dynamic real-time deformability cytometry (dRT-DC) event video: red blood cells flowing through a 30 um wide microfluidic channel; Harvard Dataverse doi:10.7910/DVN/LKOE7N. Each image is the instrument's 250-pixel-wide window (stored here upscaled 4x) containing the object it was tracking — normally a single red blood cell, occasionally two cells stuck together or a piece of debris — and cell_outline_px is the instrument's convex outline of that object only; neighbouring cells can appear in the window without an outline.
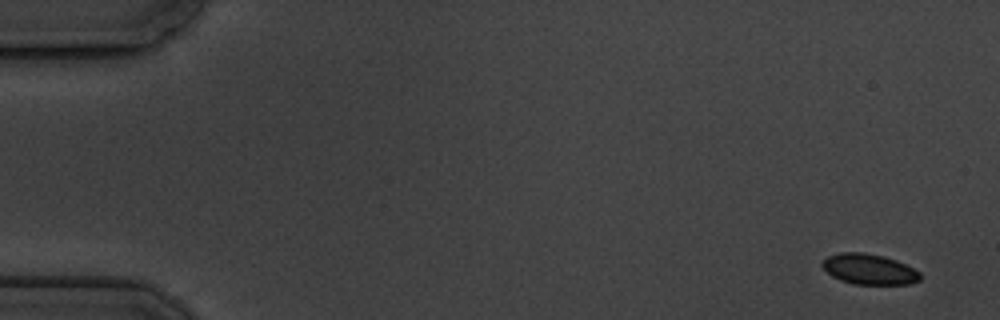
{"species": "common noctule bat (a hibernating species)", "species_latin": "Nyctalus noctula", "temperature_condition": "cold", "stored_images_in_passage": 9, "camera_frame_rate_fps": 3000, "um_per_image_px": 0.085, "animal": {"sex": "male", "body_mass_g": 19.5, "forearm_length_mm": 54.6}, "frame": {"image": 1, "passage_image": 1, "time_ms": 0.0, "image_size_px": [1000, 320], "cell_outline_px": [[920, 280], [908, 284], [852, 284], [840, 280], [832, 276], [820, 264], [828, 256], [840, 252], [864, 252], [884, 256], [896, 260], [920, 272]], "centroid_in_image_um": [73.86, 22.88], "position_along_channel_um": 11.1, "area_um2": 17.34}}
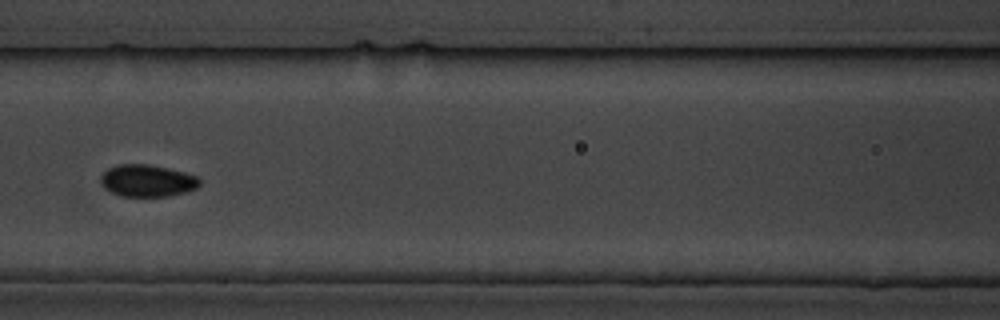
{"frame": {"image": 2, "passage_image": 8, "time_ms": 8.0, "image_size_px": [1000, 320], "cell_outline_px": [[200, 184], [196, 188], [184, 192], [168, 196], [120, 196], [104, 188], [100, 184], [100, 176], [108, 168], [120, 164], [148, 164], [184, 172], [196, 176], [200, 180]], "centroid_in_image_um": [12.48, 15.36], "position_along_channel_um": 154.1, "area_um2": 18.38}}
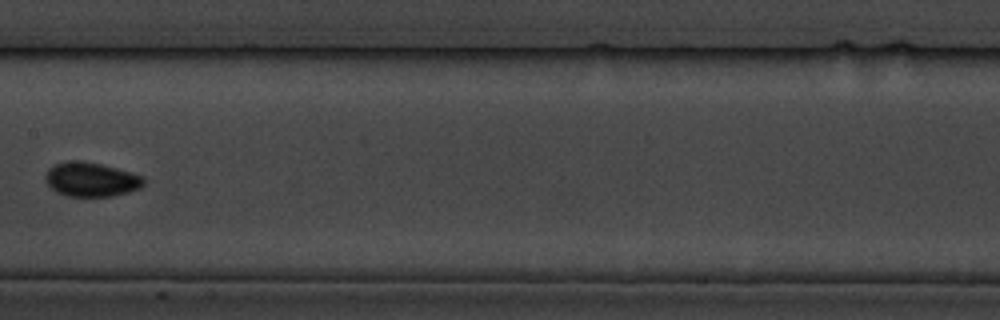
{"frame": {"image": 3, "passage_image": 9, "time_ms": 9.333, "image_size_px": [1000, 320], "cell_outline_px": [[144, 184], [140, 188], [128, 192], [112, 196], [68, 196], [56, 192], [44, 180], [44, 176], [48, 168], [56, 164], [68, 160], [80, 160], [100, 164], [132, 172], [144, 176]], "centroid_in_image_um": [7.74, 15.24], "position_along_channel_um": 199.7, "area_um2": 19.71}}